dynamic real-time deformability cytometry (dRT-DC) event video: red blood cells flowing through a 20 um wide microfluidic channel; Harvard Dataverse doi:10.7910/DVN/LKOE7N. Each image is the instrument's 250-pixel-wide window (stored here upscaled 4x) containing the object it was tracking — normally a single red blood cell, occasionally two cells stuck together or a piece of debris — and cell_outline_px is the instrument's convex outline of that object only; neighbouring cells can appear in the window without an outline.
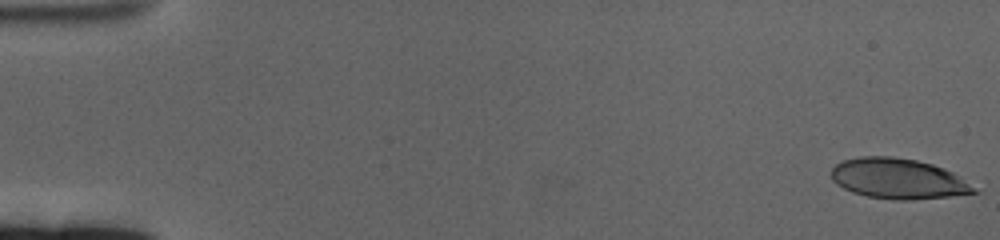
{"species": "human", "species_latin": "Homo sapiens", "temperature_condition": "cold", "stored_images_in_passage": 61, "camera_frame_rate_fps": 3000, "um_per_image_px": 0.085, "donor": {"sex": "female"}, "frame": {"image": 1, "passage_image": 1, "time_ms": 0.0, "image_size_px": [1000, 240], "cell_outline_px": [[980, 192], [948, 196], [912, 200], [892, 200], [868, 196], [852, 192], [836, 184], [832, 180], [832, 168], [836, 164], [844, 160], [860, 156], [892, 156], [916, 160], [932, 164], [944, 168], [952, 172], [976, 188]], "centroid_in_image_um": [76.33, 15.19], "position_along_channel_um": 8.7, "area_um2": 33.47}}
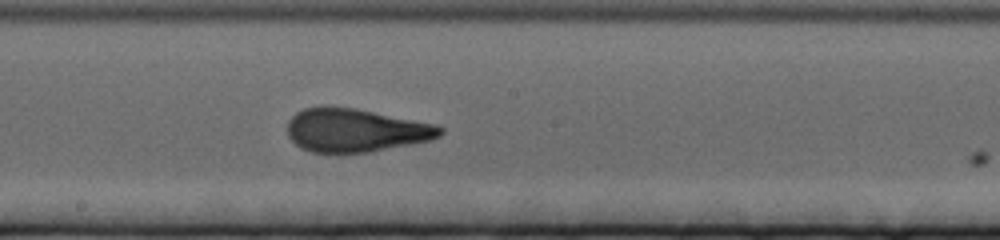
{"frame": {"image": 2, "passage_image": 34, "time_ms": 11.0, "image_size_px": [1000, 240], "cell_outline_px": [[444, 132], [440, 136], [428, 140], [368, 152], [340, 156], [336, 156], [312, 152], [300, 148], [288, 136], [288, 120], [296, 112], [304, 108], [356, 108], [436, 124], [444, 128]], "centroid_in_image_um": [30.2, 11.12], "position_along_channel_um": 218.0, "area_um2": 38.84}}
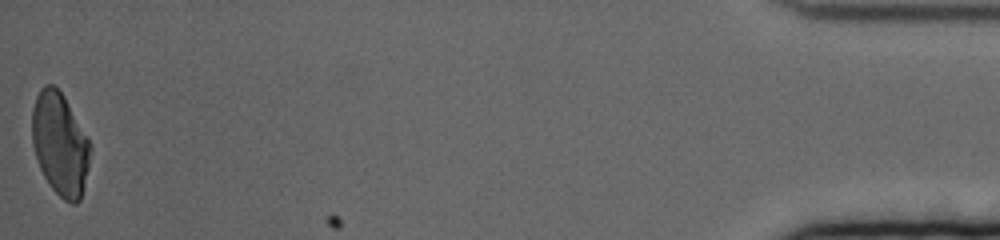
{"frame": {"image": 3, "passage_image": 61, "time_ms": 20.0, "image_size_px": [1000, 240], "cell_outline_px": [[92, 148], [88, 168], [80, 200], [76, 204], [72, 204], [64, 200], [52, 188], [44, 176], [36, 160], [32, 144], [32, 108], [36, 96], [40, 88], [44, 84], [52, 84], [64, 96], [88, 136]], "centroid_in_image_um": [5.1, 12.23], "position_along_channel_um": 430.1, "area_um2": 35.08}, "authors_computed_cell_mechanics": {"area_um2": 37.3966, "velocity_mm_per_s": 3.3344, "shape_relaxation_time_tau1_ms": 5.4432, "shape_relaxation_time_tau2_ms": 0.9314, "deformation_change_tau1": 0.1935, "deformation_change_tau2": 0.0742}}